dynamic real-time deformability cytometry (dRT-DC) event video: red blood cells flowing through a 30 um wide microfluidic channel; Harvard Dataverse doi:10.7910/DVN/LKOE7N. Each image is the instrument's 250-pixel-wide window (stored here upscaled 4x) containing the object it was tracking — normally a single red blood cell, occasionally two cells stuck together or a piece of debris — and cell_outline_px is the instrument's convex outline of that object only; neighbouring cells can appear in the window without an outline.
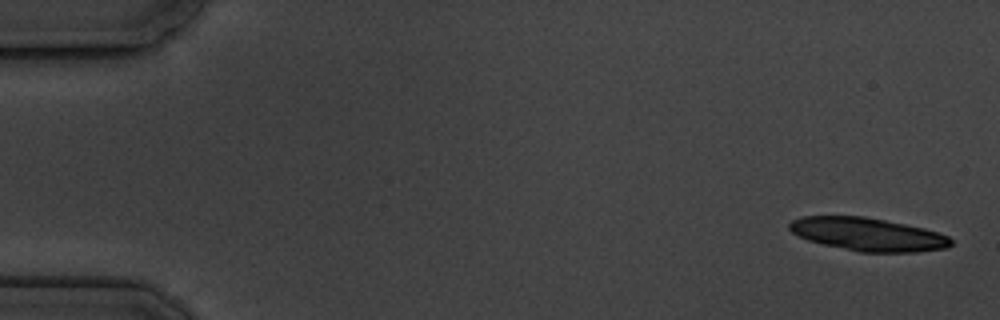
{"species": "common noctule bat (a hibernating species)", "species_latin": "Nyctalus noctula", "temperature_condition": "cold", "stored_images_in_passage": 7, "camera_frame_rate_fps": 3000, "um_per_image_px": 0.085, "animal": {"sex": "male", "body_mass_g": 19.5, "forearm_length_mm": 54.6}, "frame": {"image": 1, "passage_image": 1, "time_ms": 0.0, "image_size_px": [1000, 320], "cell_outline_px": [[952, 244], [944, 248], [916, 252], [860, 252], [824, 244], [808, 240], [792, 232], [788, 228], [788, 224], [792, 220], [800, 216], [864, 216], [924, 228], [948, 236], [952, 240]], "centroid_in_image_um": [73.74, 19.91], "position_along_channel_um": 11.3, "area_um2": 30.92}}